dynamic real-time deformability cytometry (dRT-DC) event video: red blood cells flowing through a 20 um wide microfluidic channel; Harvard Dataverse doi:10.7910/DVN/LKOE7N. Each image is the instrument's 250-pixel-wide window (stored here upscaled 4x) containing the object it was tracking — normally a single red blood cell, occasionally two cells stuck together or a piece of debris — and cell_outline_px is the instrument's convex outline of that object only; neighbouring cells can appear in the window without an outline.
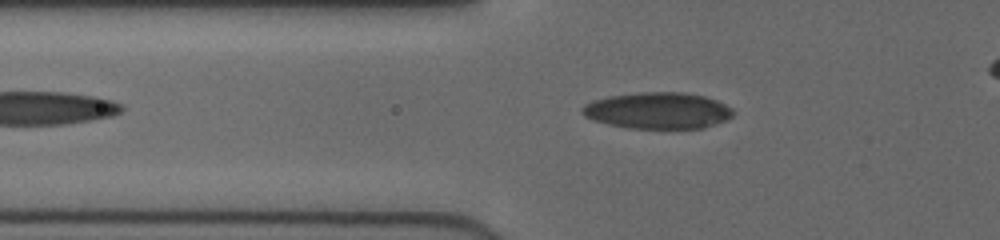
{"species": "human", "species_latin": "Homo sapiens", "temperature_condition": "cold", "stored_images_in_passage": 38, "camera_frame_rate_fps": 3000, "um_per_image_px": 0.085, "donor": {"sex": "female"}, "frame": {"image": 1, "passage_image": 9, "time_ms": 2.667, "image_size_px": [1000, 240], "cell_outline_px": [[732, 116], [728, 120], [704, 128], [628, 128], [608, 124], [592, 120], [584, 116], [580, 112], [580, 108], [584, 104], [592, 100], [608, 96], [648, 92], [680, 92], [704, 96], [716, 100], [732, 108]], "centroid_in_image_um": [55.88, 9.4], "position_along_channel_um": 69.9, "area_um2": 32.08}}
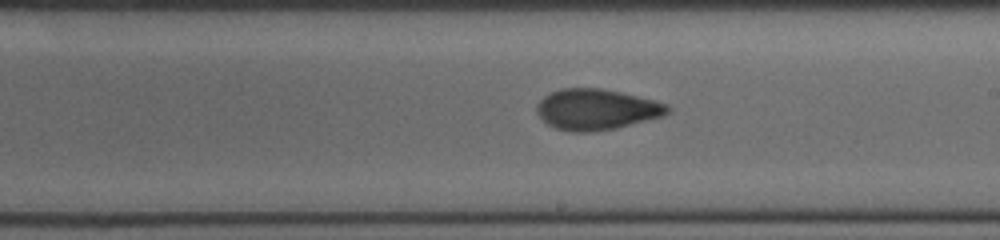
{"frame": {"image": 2, "passage_image": 22, "time_ms": 7.0, "image_size_px": [1000, 240], "cell_outline_px": [[672, 108], [664, 116], [612, 128], [588, 132], [572, 132], [556, 128], [548, 124], [536, 112], [536, 104], [544, 96], [560, 88], [600, 88], [620, 92], [656, 100], [668, 104]], "centroid_in_image_um": [50.7, 9.28], "position_along_channel_um": 238.3, "area_um2": 30.92}}
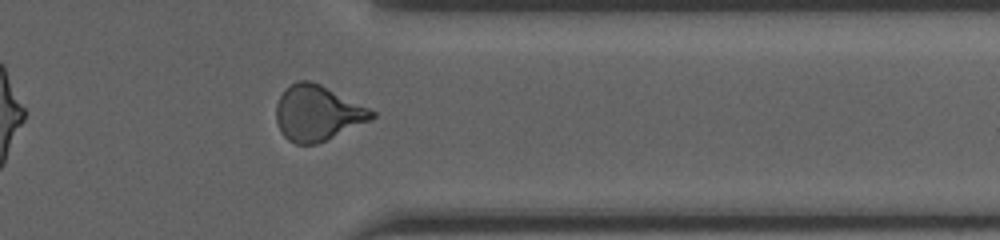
{"frame": {"image": 3, "passage_image": 33, "time_ms": 10.667, "image_size_px": [1000, 240], "cell_outline_px": [[376, 116], [372, 120], [316, 144], [296, 144], [288, 140], [280, 132], [276, 120], [276, 104], [284, 88], [296, 80], [308, 80], [320, 84], [376, 112]], "centroid_in_image_um": [26.95, 9.61], "position_along_channel_um": 384.4, "area_um2": 30.81}, "authors_computed_cell_mechanics": {"area_um2": 30.2294, "velocity_mm_per_s": 4.0279, "shape_relaxation_time_tau1_ms": null, "shape_relaxation_time_tau2_ms": 1.5918, "deformation_change_tau1": null, "deformation_change_tau2": 0.0761}}